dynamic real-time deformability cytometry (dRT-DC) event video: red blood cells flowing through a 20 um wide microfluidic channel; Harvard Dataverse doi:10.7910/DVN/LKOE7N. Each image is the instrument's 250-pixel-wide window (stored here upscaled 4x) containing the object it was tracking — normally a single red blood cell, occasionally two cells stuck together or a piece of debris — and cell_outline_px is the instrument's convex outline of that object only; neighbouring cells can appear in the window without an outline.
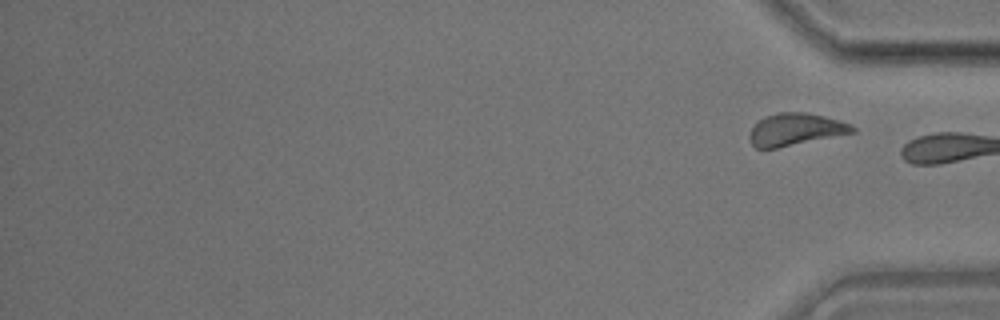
{"species": "common noctule bat (a hibernating species)", "species_latin": "Nyctalus noctula", "temperature_condition": "room temperature", "stored_images_in_passage": 33, "segment_of_instrument_passage": [2, 2], "camera_frame_rate_fps": 3000, "um_per_image_px": 0.085, "animal": {"sex": "male", "body_mass_g": 17.9}, "frame": {"image": 1, "passage_image": 33, "time_ms": 10.667, "image_size_px": [1000, 320], "cell_outline_px": [[856, 132], [776, 148], [756, 148], [752, 144], [748, 136], [752, 128], [764, 116], [776, 112], [804, 112], [824, 116], [840, 120], [852, 124], [856, 128]], "centroid_in_image_um": [67.63, 10.99], "position_along_channel_um": 367.6, "area_um2": 19.31}}